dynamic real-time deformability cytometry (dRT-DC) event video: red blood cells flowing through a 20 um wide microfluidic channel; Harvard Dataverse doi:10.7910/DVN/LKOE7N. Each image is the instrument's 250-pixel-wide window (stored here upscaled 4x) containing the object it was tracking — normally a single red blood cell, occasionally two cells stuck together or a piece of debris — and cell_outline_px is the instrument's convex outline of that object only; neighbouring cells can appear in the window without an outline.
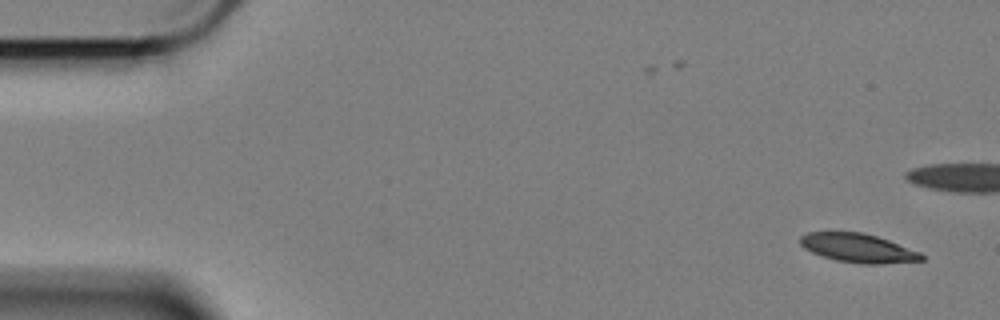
{"species": "Egyptian fruit bat (a non-hibernating species)", "species_latin": "Rousettus aegyptiacus", "temperature_condition": "cold", "stored_images_in_passage": 6, "camera_frame_rate_fps": 3000, "um_per_image_px": 0.085, "animal": {"sex": "female"}, "frame": {"image": 1, "passage_image": 6, "time_ms": 1.667, "image_size_px": [1000, 320], "cell_outline_px": [[924, 260], [880, 264], [864, 264], [836, 260], [820, 256], [804, 248], [800, 244], [800, 236], [808, 232], [864, 232], [888, 240], [920, 252], [924, 256]], "centroid_in_image_um": [72.92, 21.08], "position_along_channel_um": 12.1, "area_um2": 20.35}}